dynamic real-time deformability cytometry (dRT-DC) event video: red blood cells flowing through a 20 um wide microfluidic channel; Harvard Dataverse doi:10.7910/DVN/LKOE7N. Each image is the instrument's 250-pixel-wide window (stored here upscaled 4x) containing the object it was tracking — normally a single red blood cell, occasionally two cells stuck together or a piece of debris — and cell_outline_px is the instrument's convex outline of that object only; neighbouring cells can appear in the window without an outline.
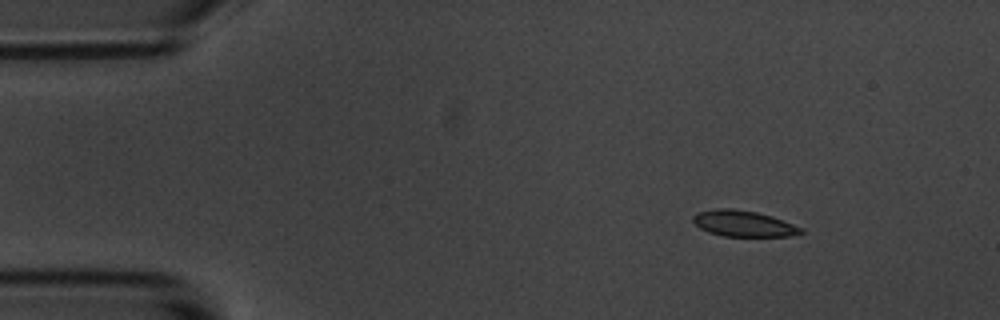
{"species": "common noctule bat (a hibernating species)", "species_latin": "Nyctalus noctula", "temperature_condition": "room temperature", "stored_images_in_passage": 4, "camera_frame_rate_fps": 3000, "um_per_image_px": 0.085, "animal": {"sex": "male", "body_mass_g": 20.1, "forearm_length_mm": 53.5}, "frame": {"image": 1, "passage_image": 2, "time_ms": 1.333, "image_size_px": [1000, 320], "cell_outline_px": [[804, 232], [792, 236], [724, 236], [708, 232], [700, 228], [692, 220], [692, 216], [696, 212], [716, 208], [732, 208], [756, 212], [772, 216], [804, 228]], "centroid_in_image_um": [63.19, 19.0], "position_along_channel_um": 21.8, "area_um2": 16.47}}
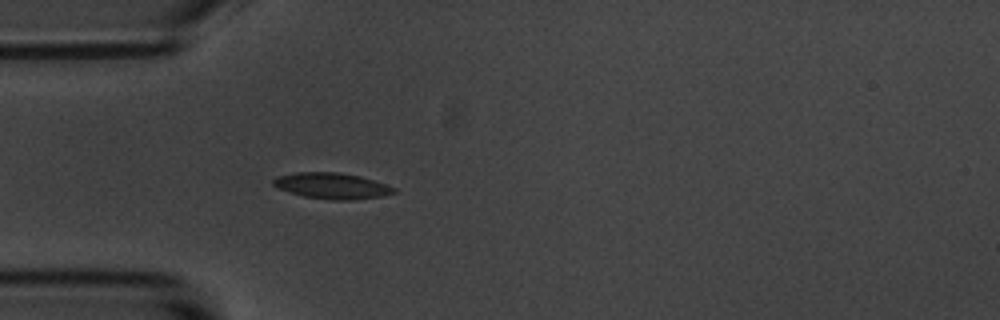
{"frame": {"image": 2, "passage_image": 4, "time_ms": 4.333, "image_size_px": [1000, 320], "cell_outline_px": [[396, 192], [380, 196], [352, 200], [332, 200], [304, 196], [276, 188], [272, 184], [272, 180], [276, 176], [296, 172], [340, 172], [360, 176], [396, 188]], "centroid_in_image_um": [28.16, 15.79], "position_along_channel_um": 56.8, "area_um2": 18.21}}